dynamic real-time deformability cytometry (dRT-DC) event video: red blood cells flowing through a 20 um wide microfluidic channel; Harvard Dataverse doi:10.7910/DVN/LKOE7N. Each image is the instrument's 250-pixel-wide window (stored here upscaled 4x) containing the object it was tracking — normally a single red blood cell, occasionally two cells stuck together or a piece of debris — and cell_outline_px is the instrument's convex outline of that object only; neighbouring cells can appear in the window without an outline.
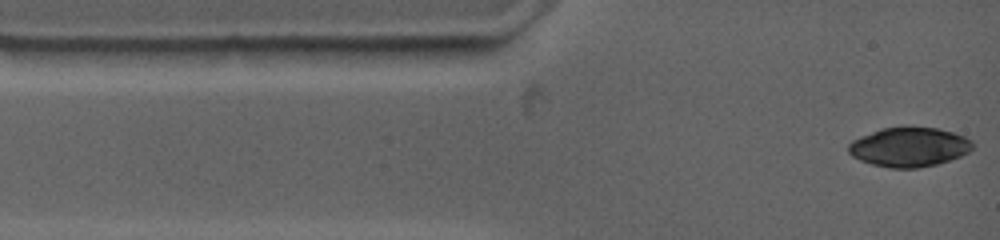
{"species": "common noctule bat (a hibernating species)", "species_latin": "Nyctalus noctula", "temperature_condition": "warm", "stored_images_in_passage": 6, "camera_frame_rate_fps": 4500, "um_per_image_px": 0.085, "animal": {"sex": "female", "body_mass_g": 19.0, "forearm_length_mm": 53.3}, "frame": {"image": 1, "passage_image": 1, "time_ms": 0.0, "image_size_px": [1000, 240], "cell_outline_px": [[972, 148], [968, 152], [960, 156], [936, 164], [916, 168], [892, 168], [872, 164], [860, 160], [852, 156], [848, 152], [848, 144], [852, 140], [860, 136], [880, 128], [936, 128], [952, 132], [964, 136], [972, 140]], "centroid_in_image_um": [77.24, 12.5], "position_along_channel_um": 7.8, "area_um2": 28.15}}